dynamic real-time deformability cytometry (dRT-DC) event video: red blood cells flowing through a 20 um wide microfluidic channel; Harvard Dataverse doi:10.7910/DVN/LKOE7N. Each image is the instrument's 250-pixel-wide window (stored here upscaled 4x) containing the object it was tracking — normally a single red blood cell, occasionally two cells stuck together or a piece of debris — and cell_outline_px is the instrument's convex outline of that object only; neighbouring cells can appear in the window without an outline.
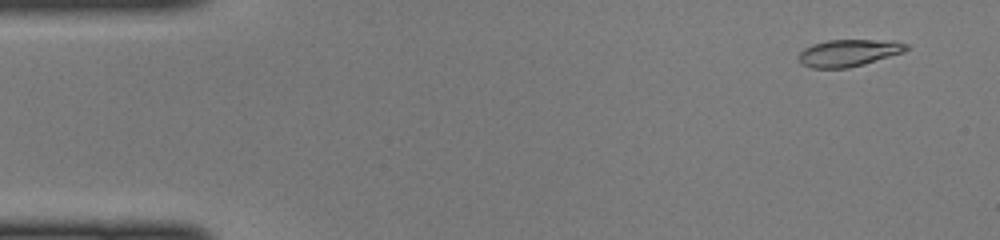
{"species": "common noctule bat (a hibernating species)", "species_latin": "Nyctalus noctula", "temperature_condition": "cold", "stored_images_in_passage": 44, "camera_frame_rate_fps": 3000, "um_per_image_px": 0.085, "animal": {"sex": "female", "body_mass_g": 22.0, "forearm_length_mm": 56.7}, "frame": {"image": 1, "passage_image": 1, "time_ms": 0.0, "image_size_px": [1000, 240], "cell_outline_px": [[908, 48], [904, 52], [864, 64], [848, 68], [812, 68], [804, 64], [800, 60], [800, 52], [804, 48], [812, 44], [828, 40], [892, 40], [908, 44]], "centroid_in_image_um": [72.17, 4.48], "position_along_channel_um": 12.8, "area_um2": 16.82}}
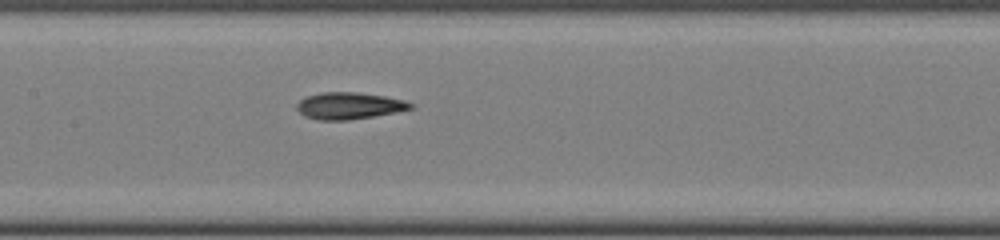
{"frame": {"image": 2, "passage_image": 20, "time_ms": 6.333, "image_size_px": [1000, 240], "cell_outline_px": [[412, 108], [396, 112], [348, 120], [316, 120], [304, 116], [296, 108], [296, 104], [304, 96], [320, 92], [356, 92], [384, 96], [404, 100], [412, 104]], "centroid_in_image_um": [29.61, 8.98], "position_along_channel_um": 177.8, "area_um2": 17.74}}
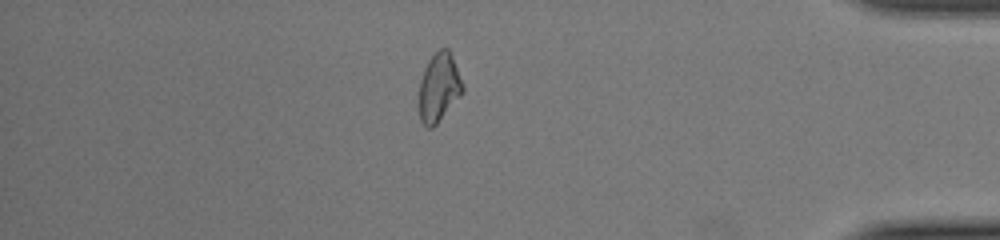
{"frame": {"image": 3, "passage_image": 38, "time_ms": 12.333, "image_size_px": [1000, 240], "cell_outline_px": [[464, 92], [436, 124], [432, 128], [428, 128], [420, 120], [416, 104], [420, 80], [424, 68], [428, 60], [440, 48], [448, 48], [452, 56], [464, 84]], "centroid_in_image_um": [37.27, 7.45], "position_along_channel_um": 397.9, "area_um2": 17.92}}